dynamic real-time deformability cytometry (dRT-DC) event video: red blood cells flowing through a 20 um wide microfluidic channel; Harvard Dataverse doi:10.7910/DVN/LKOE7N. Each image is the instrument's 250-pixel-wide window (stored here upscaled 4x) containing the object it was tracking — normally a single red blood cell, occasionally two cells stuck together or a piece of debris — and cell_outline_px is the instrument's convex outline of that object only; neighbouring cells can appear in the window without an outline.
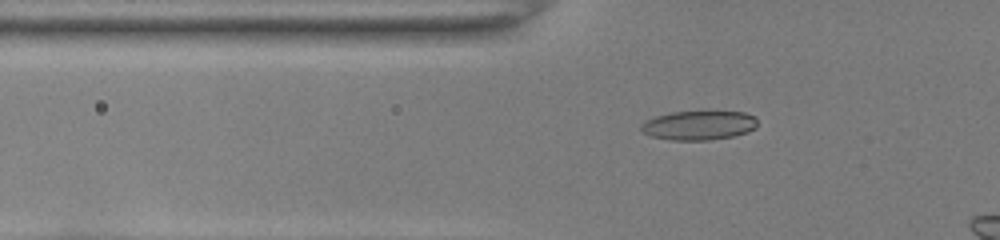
{"species": "common noctule bat (a hibernating species)", "species_latin": "Nyctalus noctula", "temperature_condition": "room temperature", "stored_images_in_passage": 6, "camera_frame_rate_fps": 3000, "um_per_image_px": 0.085, "animal": {"sex": "female", "body_mass_g": 22.0, "forearm_length_mm": 56.7}, "frame": {"image": 1, "passage_image": 3, "time_ms": 0.667, "image_size_px": [1000, 240], "cell_outline_px": [[756, 128], [748, 132], [732, 136], [708, 140], [672, 140], [652, 136], [644, 132], [640, 128], [640, 124], [644, 120], [656, 116], [672, 112], [744, 112], [756, 116]], "centroid_in_image_um": [59.4, 10.65], "position_along_channel_um": 66.4, "area_um2": 19.71}}